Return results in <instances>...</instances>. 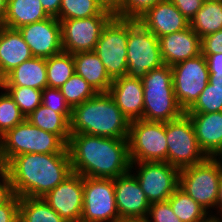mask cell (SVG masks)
<instances>
[{
	"label": "cell",
	"mask_w": 222,
	"mask_h": 222,
	"mask_svg": "<svg viewBox=\"0 0 222 222\" xmlns=\"http://www.w3.org/2000/svg\"><path fill=\"white\" fill-rule=\"evenodd\" d=\"M0 89L10 94L25 117L42 104V90L26 86H0Z\"/></svg>",
	"instance_id": "d6a6232c"
},
{
	"label": "cell",
	"mask_w": 222,
	"mask_h": 222,
	"mask_svg": "<svg viewBox=\"0 0 222 222\" xmlns=\"http://www.w3.org/2000/svg\"><path fill=\"white\" fill-rule=\"evenodd\" d=\"M127 76L142 79L164 63L158 38L137 20L127 19Z\"/></svg>",
	"instance_id": "8992f818"
},
{
	"label": "cell",
	"mask_w": 222,
	"mask_h": 222,
	"mask_svg": "<svg viewBox=\"0 0 222 222\" xmlns=\"http://www.w3.org/2000/svg\"><path fill=\"white\" fill-rule=\"evenodd\" d=\"M137 21L157 38L190 27V21L170 0L158 2L139 17Z\"/></svg>",
	"instance_id": "ac0fdd59"
},
{
	"label": "cell",
	"mask_w": 222,
	"mask_h": 222,
	"mask_svg": "<svg viewBox=\"0 0 222 222\" xmlns=\"http://www.w3.org/2000/svg\"><path fill=\"white\" fill-rule=\"evenodd\" d=\"M123 115L131 122L143 116L144 95L141 79L122 76L113 80L108 92Z\"/></svg>",
	"instance_id": "ffe728a7"
},
{
	"label": "cell",
	"mask_w": 222,
	"mask_h": 222,
	"mask_svg": "<svg viewBox=\"0 0 222 222\" xmlns=\"http://www.w3.org/2000/svg\"><path fill=\"white\" fill-rule=\"evenodd\" d=\"M67 149L72 172L82 177L114 179L130 171L128 139L71 134Z\"/></svg>",
	"instance_id": "6da1fadb"
},
{
	"label": "cell",
	"mask_w": 222,
	"mask_h": 222,
	"mask_svg": "<svg viewBox=\"0 0 222 222\" xmlns=\"http://www.w3.org/2000/svg\"><path fill=\"white\" fill-rule=\"evenodd\" d=\"M131 170L114 178L115 200L121 220L145 221L150 203Z\"/></svg>",
	"instance_id": "e0dca14e"
},
{
	"label": "cell",
	"mask_w": 222,
	"mask_h": 222,
	"mask_svg": "<svg viewBox=\"0 0 222 222\" xmlns=\"http://www.w3.org/2000/svg\"><path fill=\"white\" fill-rule=\"evenodd\" d=\"M115 15H95L86 18L59 20L62 49L75 54L94 51L101 33Z\"/></svg>",
	"instance_id": "5bb4252c"
},
{
	"label": "cell",
	"mask_w": 222,
	"mask_h": 222,
	"mask_svg": "<svg viewBox=\"0 0 222 222\" xmlns=\"http://www.w3.org/2000/svg\"><path fill=\"white\" fill-rule=\"evenodd\" d=\"M0 205L8 201L13 195L10 177L4 167H0Z\"/></svg>",
	"instance_id": "b9f144b4"
},
{
	"label": "cell",
	"mask_w": 222,
	"mask_h": 222,
	"mask_svg": "<svg viewBox=\"0 0 222 222\" xmlns=\"http://www.w3.org/2000/svg\"><path fill=\"white\" fill-rule=\"evenodd\" d=\"M193 124L197 143L207 157L222 152V112L186 113Z\"/></svg>",
	"instance_id": "44dd1931"
},
{
	"label": "cell",
	"mask_w": 222,
	"mask_h": 222,
	"mask_svg": "<svg viewBox=\"0 0 222 222\" xmlns=\"http://www.w3.org/2000/svg\"><path fill=\"white\" fill-rule=\"evenodd\" d=\"M158 40L163 63L170 67L201 54V38L191 27L164 35Z\"/></svg>",
	"instance_id": "d6986e66"
},
{
	"label": "cell",
	"mask_w": 222,
	"mask_h": 222,
	"mask_svg": "<svg viewBox=\"0 0 222 222\" xmlns=\"http://www.w3.org/2000/svg\"><path fill=\"white\" fill-rule=\"evenodd\" d=\"M75 74L84 78L97 93L109 92L113 80L94 51L73 54Z\"/></svg>",
	"instance_id": "cb8c5ba5"
},
{
	"label": "cell",
	"mask_w": 222,
	"mask_h": 222,
	"mask_svg": "<svg viewBox=\"0 0 222 222\" xmlns=\"http://www.w3.org/2000/svg\"><path fill=\"white\" fill-rule=\"evenodd\" d=\"M209 83L222 92V71H209Z\"/></svg>",
	"instance_id": "f6af8a7d"
},
{
	"label": "cell",
	"mask_w": 222,
	"mask_h": 222,
	"mask_svg": "<svg viewBox=\"0 0 222 222\" xmlns=\"http://www.w3.org/2000/svg\"><path fill=\"white\" fill-rule=\"evenodd\" d=\"M74 73L73 54L62 51L46 59L48 87L60 88Z\"/></svg>",
	"instance_id": "f546056e"
},
{
	"label": "cell",
	"mask_w": 222,
	"mask_h": 222,
	"mask_svg": "<svg viewBox=\"0 0 222 222\" xmlns=\"http://www.w3.org/2000/svg\"><path fill=\"white\" fill-rule=\"evenodd\" d=\"M42 104L55 112L61 113L70 122L72 108L66 102L59 88H44L42 90Z\"/></svg>",
	"instance_id": "8d00e7d4"
},
{
	"label": "cell",
	"mask_w": 222,
	"mask_h": 222,
	"mask_svg": "<svg viewBox=\"0 0 222 222\" xmlns=\"http://www.w3.org/2000/svg\"><path fill=\"white\" fill-rule=\"evenodd\" d=\"M127 19L114 16L104 27L94 52L114 80L127 75Z\"/></svg>",
	"instance_id": "30bf717a"
},
{
	"label": "cell",
	"mask_w": 222,
	"mask_h": 222,
	"mask_svg": "<svg viewBox=\"0 0 222 222\" xmlns=\"http://www.w3.org/2000/svg\"><path fill=\"white\" fill-rule=\"evenodd\" d=\"M67 144L58 136L35 127L27 119L0 137V167L26 153H61Z\"/></svg>",
	"instance_id": "5b68a950"
},
{
	"label": "cell",
	"mask_w": 222,
	"mask_h": 222,
	"mask_svg": "<svg viewBox=\"0 0 222 222\" xmlns=\"http://www.w3.org/2000/svg\"><path fill=\"white\" fill-rule=\"evenodd\" d=\"M165 131L170 165L180 170L207 158L197 143L192 121L185 112L179 118L165 122Z\"/></svg>",
	"instance_id": "9c48e42d"
},
{
	"label": "cell",
	"mask_w": 222,
	"mask_h": 222,
	"mask_svg": "<svg viewBox=\"0 0 222 222\" xmlns=\"http://www.w3.org/2000/svg\"><path fill=\"white\" fill-rule=\"evenodd\" d=\"M128 148L131 162H167L165 122H130Z\"/></svg>",
	"instance_id": "ba28073f"
},
{
	"label": "cell",
	"mask_w": 222,
	"mask_h": 222,
	"mask_svg": "<svg viewBox=\"0 0 222 222\" xmlns=\"http://www.w3.org/2000/svg\"><path fill=\"white\" fill-rule=\"evenodd\" d=\"M19 32L30 47L33 57L50 58L62 49L61 23L53 16L21 26Z\"/></svg>",
	"instance_id": "2e32d148"
},
{
	"label": "cell",
	"mask_w": 222,
	"mask_h": 222,
	"mask_svg": "<svg viewBox=\"0 0 222 222\" xmlns=\"http://www.w3.org/2000/svg\"><path fill=\"white\" fill-rule=\"evenodd\" d=\"M40 0H7L2 26L19 29L21 26L49 18Z\"/></svg>",
	"instance_id": "d4e9b609"
},
{
	"label": "cell",
	"mask_w": 222,
	"mask_h": 222,
	"mask_svg": "<svg viewBox=\"0 0 222 222\" xmlns=\"http://www.w3.org/2000/svg\"><path fill=\"white\" fill-rule=\"evenodd\" d=\"M190 21L202 7L205 0H170Z\"/></svg>",
	"instance_id": "60d3db41"
},
{
	"label": "cell",
	"mask_w": 222,
	"mask_h": 222,
	"mask_svg": "<svg viewBox=\"0 0 222 222\" xmlns=\"http://www.w3.org/2000/svg\"><path fill=\"white\" fill-rule=\"evenodd\" d=\"M13 193L18 197H44L71 173L66 148L61 153H26L15 156L5 167Z\"/></svg>",
	"instance_id": "7a4b0ae2"
},
{
	"label": "cell",
	"mask_w": 222,
	"mask_h": 222,
	"mask_svg": "<svg viewBox=\"0 0 222 222\" xmlns=\"http://www.w3.org/2000/svg\"><path fill=\"white\" fill-rule=\"evenodd\" d=\"M81 222L120 221L115 200L114 179L83 177Z\"/></svg>",
	"instance_id": "7c38bea8"
},
{
	"label": "cell",
	"mask_w": 222,
	"mask_h": 222,
	"mask_svg": "<svg viewBox=\"0 0 222 222\" xmlns=\"http://www.w3.org/2000/svg\"><path fill=\"white\" fill-rule=\"evenodd\" d=\"M221 173L220 159L207 157L199 164L179 170V187L207 211L216 206Z\"/></svg>",
	"instance_id": "52a82bcc"
},
{
	"label": "cell",
	"mask_w": 222,
	"mask_h": 222,
	"mask_svg": "<svg viewBox=\"0 0 222 222\" xmlns=\"http://www.w3.org/2000/svg\"><path fill=\"white\" fill-rule=\"evenodd\" d=\"M164 0H119L114 15L123 19H135L141 17L147 10Z\"/></svg>",
	"instance_id": "d590c367"
},
{
	"label": "cell",
	"mask_w": 222,
	"mask_h": 222,
	"mask_svg": "<svg viewBox=\"0 0 222 222\" xmlns=\"http://www.w3.org/2000/svg\"><path fill=\"white\" fill-rule=\"evenodd\" d=\"M0 86H21L43 90L48 87L46 59L32 57L10 71L1 81Z\"/></svg>",
	"instance_id": "603a6c76"
},
{
	"label": "cell",
	"mask_w": 222,
	"mask_h": 222,
	"mask_svg": "<svg viewBox=\"0 0 222 222\" xmlns=\"http://www.w3.org/2000/svg\"><path fill=\"white\" fill-rule=\"evenodd\" d=\"M19 203L20 197L14 194L0 205V222H19Z\"/></svg>",
	"instance_id": "f35d334b"
},
{
	"label": "cell",
	"mask_w": 222,
	"mask_h": 222,
	"mask_svg": "<svg viewBox=\"0 0 222 222\" xmlns=\"http://www.w3.org/2000/svg\"><path fill=\"white\" fill-rule=\"evenodd\" d=\"M167 201L181 222H206L211 216L179 186Z\"/></svg>",
	"instance_id": "83f0119b"
},
{
	"label": "cell",
	"mask_w": 222,
	"mask_h": 222,
	"mask_svg": "<svg viewBox=\"0 0 222 222\" xmlns=\"http://www.w3.org/2000/svg\"><path fill=\"white\" fill-rule=\"evenodd\" d=\"M201 53L203 55L222 53V30L201 39Z\"/></svg>",
	"instance_id": "ab89813d"
},
{
	"label": "cell",
	"mask_w": 222,
	"mask_h": 222,
	"mask_svg": "<svg viewBox=\"0 0 222 222\" xmlns=\"http://www.w3.org/2000/svg\"><path fill=\"white\" fill-rule=\"evenodd\" d=\"M130 121L123 115L112 96L97 93L74 106L70 134L85 133L107 138L128 139Z\"/></svg>",
	"instance_id": "3957f363"
},
{
	"label": "cell",
	"mask_w": 222,
	"mask_h": 222,
	"mask_svg": "<svg viewBox=\"0 0 222 222\" xmlns=\"http://www.w3.org/2000/svg\"><path fill=\"white\" fill-rule=\"evenodd\" d=\"M59 89L71 108L97 94L96 90L84 78L75 73Z\"/></svg>",
	"instance_id": "1f68e13d"
},
{
	"label": "cell",
	"mask_w": 222,
	"mask_h": 222,
	"mask_svg": "<svg viewBox=\"0 0 222 222\" xmlns=\"http://www.w3.org/2000/svg\"><path fill=\"white\" fill-rule=\"evenodd\" d=\"M7 0H0V25L6 13Z\"/></svg>",
	"instance_id": "c3c4849f"
},
{
	"label": "cell",
	"mask_w": 222,
	"mask_h": 222,
	"mask_svg": "<svg viewBox=\"0 0 222 222\" xmlns=\"http://www.w3.org/2000/svg\"><path fill=\"white\" fill-rule=\"evenodd\" d=\"M173 89L180 108L187 112L209 83L206 58L200 55L171 66Z\"/></svg>",
	"instance_id": "8fae6325"
},
{
	"label": "cell",
	"mask_w": 222,
	"mask_h": 222,
	"mask_svg": "<svg viewBox=\"0 0 222 222\" xmlns=\"http://www.w3.org/2000/svg\"><path fill=\"white\" fill-rule=\"evenodd\" d=\"M33 57L18 29L0 25V81L14 68Z\"/></svg>",
	"instance_id": "7402d4cb"
},
{
	"label": "cell",
	"mask_w": 222,
	"mask_h": 222,
	"mask_svg": "<svg viewBox=\"0 0 222 222\" xmlns=\"http://www.w3.org/2000/svg\"><path fill=\"white\" fill-rule=\"evenodd\" d=\"M222 112V92L208 83L195 104L185 113Z\"/></svg>",
	"instance_id": "e575fe53"
},
{
	"label": "cell",
	"mask_w": 222,
	"mask_h": 222,
	"mask_svg": "<svg viewBox=\"0 0 222 222\" xmlns=\"http://www.w3.org/2000/svg\"><path fill=\"white\" fill-rule=\"evenodd\" d=\"M19 222H66L42 197H22Z\"/></svg>",
	"instance_id": "f1b7e54d"
},
{
	"label": "cell",
	"mask_w": 222,
	"mask_h": 222,
	"mask_svg": "<svg viewBox=\"0 0 222 222\" xmlns=\"http://www.w3.org/2000/svg\"><path fill=\"white\" fill-rule=\"evenodd\" d=\"M98 1L105 9L110 10L115 13L119 4V0H96Z\"/></svg>",
	"instance_id": "bcb514c9"
},
{
	"label": "cell",
	"mask_w": 222,
	"mask_h": 222,
	"mask_svg": "<svg viewBox=\"0 0 222 222\" xmlns=\"http://www.w3.org/2000/svg\"><path fill=\"white\" fill-rule=\"evenodd\" d=\"M216 207L219 208L218 213H221V217H222V173H221V176L219 179V193H218ZM221 220H222V218H221Z\"/></svg>",
	"instance_id": "7dc6e473"
},
{
	"label": "cell",
	"mask_w": 222,
	"mask_h": 222,
	"mask_svg": "<svg viewBox=\"0 0 222 222\" xmlns=\"http://www.w3.org/2000/svg\"><path fill=\"white\" fill-rule=\"evenodd\" d=\"M140 167L135 177L150 204L167 201L179 186V169L168 162H131Z\"/></svg>",
	"instance_id": "4fadbf2b"
},
{
	"label": "cell",
	"mask_w": 222,
	"mask_h": 222,
	"mask_svg": "<svg viewBox=\"0 0 222 222\" xmlns=\"http://www.w3.org/2000/svg\"><path fill=\"white\" fill-rule=\"evenodd\" d=\"M144 222H181V220L174 214L170 203L162 201L150 205L147 219Z\"/></svg>",
	"instance_id": "74e56055"
},
{
	"label": "cell",
	"mask_w": 222,
	"mask_h": 222,
	"mask_svg": "<svg viewBox=\"0 0 222 222\" xmlns=\"http://www.w3.org/2000/svg\"><path fill=\"white\" fill-rule=\"evenodd\" d=\"M40 2L49 16L57 17L59 15L61 0H40Z\"/></svg>",
	"instance_id": "7bdbcfd3"
},
{
	"label": "cell",
	"mask_w": 222,
	"mask_h": 222,
	"mask_svg": "<svg viewBox=\"0 0 222 222\" xmlns=\"http://www.w3.org/2000/svg\"><path fill=\"white\" fill-rule=\"evenodd\" d=\"M43 199L66 222H81L84 200L83 177L72 172Z\"/></svg>",
	"instance_id": "9a60e30c"
},
{
	"label": "cell",
	"mask_w": 222,
	"mask_h": 222,
	"mask_svg": "<svg viewBox=\"0 0 222 222\" xmlns=\"http://www.w3.org/2000/svg\"><path fill=\"white\" fill-rule=\"evenodd\" d=\"M203 56L206 58L208 71H222V53Z\"/></svg>",
	"instance_id": "ee69618b"
},
{
	"label": "cell",
	"mask_w": 222,
	"mask_h": 222,
	"mask_svg": "<svg viewBox=\"0 0 222 222\" xmlns=\"http://www.w3.org/2000/svg\"><path fill=\"white\" fill-rule=\"evenodd\" d=\"M218 156H220V157H218L219 159L221 158V163H222V152L218 155Z\"/></svg>",
	"instance_id": "816d5d0a"
},
{
	"label": "cell",
	"mask_w": 222,
	"mask_h": 222,
	"mask_svg": "<svg viewBox=\"0 0 222 222\" xmlns=\"http://www.w3.org/2000/svg\"><path fill=\"white\" fill-rule=\"evenodd\" d=\"M206 222H222V220L215 215L210 216V218Z\"/></svg>",
	"instance_id": "681fc988"
},
{
	"label": "cell",
	"mask_w": 222,
	"mask_h": 222,
	"mask_svg": "<svg viewBox=\"0 0 222 222\" xmlns=\"http://www.w3.org/2000/svg\"><path fill=\"white\" fill-rule=\"evenodd\" d=\"M4 92L0 95V137L26 119L10 94Z\"/></svg>",
	"instance_id": "836d02e7"
},
{
	"label": "cell",
	"mask_w": 222,
	"mask_h": 222,
	"mask_svg": "<svg viewBox=\"0 0 222 222\" xmlns=\"http://www.w3.org/2000/svg\"><path fill=\"white\" fill-rule=\"evenodd\" d=\"M95 15H114L96 0H61L58 20L79 19Z\"/></svg>",
	"instance_id": "4dcf8cb0"
},
{
	"label": "cell",
	"mask_w": 222,
	"mask_h": 222,
	"mask_svg": "<svg viewBox=\"0 0 222 222\" xmlns=\"http://www.w3.org/2000/svg\"><path fill=\"white\" fill-rule=\"evenodd\" d=\"M141 80L144 95L142 120L168 122L184 113L175 97L169 65L152 69Z\"/></svg>",
	"instance_id": "277c9868"
},
{
	"label": "cell",
	"mask_w": 222,
	"mask_h": 222,
	"mask_svg": "<svg viewBox=\"0 0 222 222\" xmlns=\"http://www.w3.org/2000/svg\"><path fill=\"white\" fill-rule=\"evenodd\" d=\"M116 222H143V221H137V220H120Z\"/></svg>",
	"instance_id": "f907efd6"
},
{
	"label": "cell",
	"mask_w": 222,
	"mask_h": 222,
	"mask_svg": "<svg viewBox=\"0 0 222 222\" xmlns=\"http://www.w3.org/2000/svg\"><path fill=\"white\" fill-rule=\"evenodd\" d=\"M26 119L46 132L58 135L66 144L70 137V122L59 112L40 104Z\"/></svg>",
	"instance_id": "484cf974"
},
{
	"label": "cell",
	"mask_w": 222,
	"mask_h": 222,
	"mask_svg": "<svg viewBox=\"0 0 222 222\" xmlns=\"http://www.w3.org/2000/svg\"><path fill=\"white\" fill-rule=\"evenodd\" d=\"M190 27L201 39L222 30V0H205L190 20Z\"/></svg>",
	"instance_id": "4316f807"
}]
</instances>
